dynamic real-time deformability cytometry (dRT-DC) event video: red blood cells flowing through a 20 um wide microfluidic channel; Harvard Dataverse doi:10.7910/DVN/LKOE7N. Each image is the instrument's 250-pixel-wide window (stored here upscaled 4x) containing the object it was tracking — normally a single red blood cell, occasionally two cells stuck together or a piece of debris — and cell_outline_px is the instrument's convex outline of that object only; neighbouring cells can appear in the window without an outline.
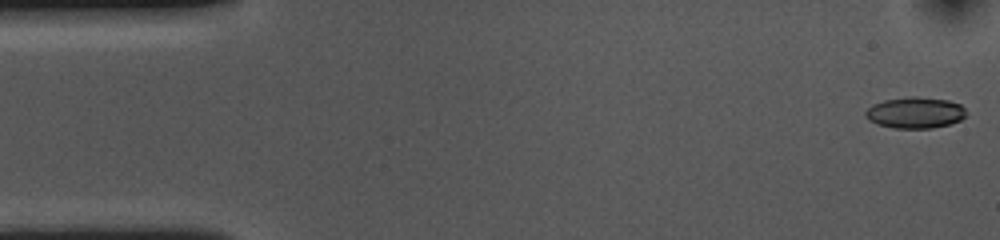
{"species": "common noctule bat (a hibernating species)", "species_latin": "Nyctalus noctula", "temperature_condition": "cold", "stored_images_in_passage": 54, "camera_frame_rate_fps": 3000, "um_per_image_px": 0.085, "animal": {"sex": "female", "body_mass_g": 10.0, "forearm_length_mm": 53.1}, "frame": {"image": 1, "passage_image": 1, "time_ms": 0.0, "image_size_px": [1000, 240], "cell_outline_px": [[964, 116], [960, 120], [948, 124], [932, 128], [896, 128], [876, 124], [868, 120], [864, 116], [864, 112], [872, 104], [884, 100], [912, 96], [916, 96], [948, 100], [960, 104], [964, 108]], "centroid_in_image_um": [77.74, 9.57], "position_along_channel_um": 7.3, "area_um2": 18.26}}
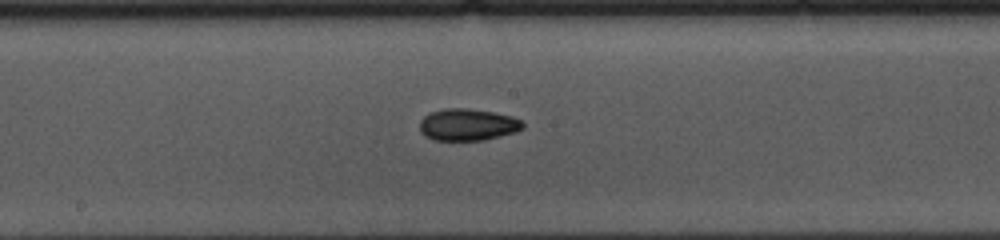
{"frame": {"image": 2, "passage_image": 27, "time_ms": 8.667, "image_size_px": [1000, 240], "cell_outline_px": [[524, 128], [516, 132], [484, 140], [436, 140], [424, 136], [420, 132], [420, 120], [424, 116], [432, 112], [444, 108], [464, 108], [492, 112], [512, 116], [520, 120], [524, 124]], "centroid_in_image_um": [39.75, 10.6], "position_along_channel_um": 208.5, "area_um2": 19.13}}
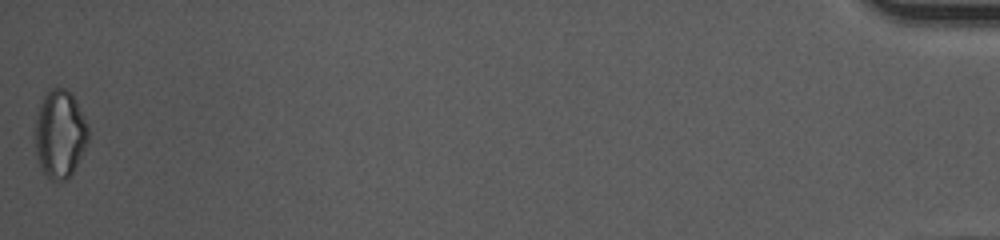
{"frame": {"image": 3, "passage_image": 54, "time_ms": 17.667, "image_size_px": [1000, 240], "cell_outline_px": [[88, 140], [72, 172], [64, 180], [52, 180], [44, 172], [36, 156], [32, 132], [40, 104], [44, 96], [52, 88], [64, 88], [72, 92], [76, 100], [88, 128]], "centroid_in_image_um": [5.05, 11.36], "position_along_channel_um": 430.2, "area_um2": 27.11}, "authors_computed_cell_mechanics": {"area_um2": 18.785, "velocity_mm_per_s": 3.6086, "shape_relaxation_time_tau1_ms": 4.7542, "shape_relaxation_time_tau2_ms": null, "deformation_change_tau1": 0.1086, "deformation_change_tau2": null}}